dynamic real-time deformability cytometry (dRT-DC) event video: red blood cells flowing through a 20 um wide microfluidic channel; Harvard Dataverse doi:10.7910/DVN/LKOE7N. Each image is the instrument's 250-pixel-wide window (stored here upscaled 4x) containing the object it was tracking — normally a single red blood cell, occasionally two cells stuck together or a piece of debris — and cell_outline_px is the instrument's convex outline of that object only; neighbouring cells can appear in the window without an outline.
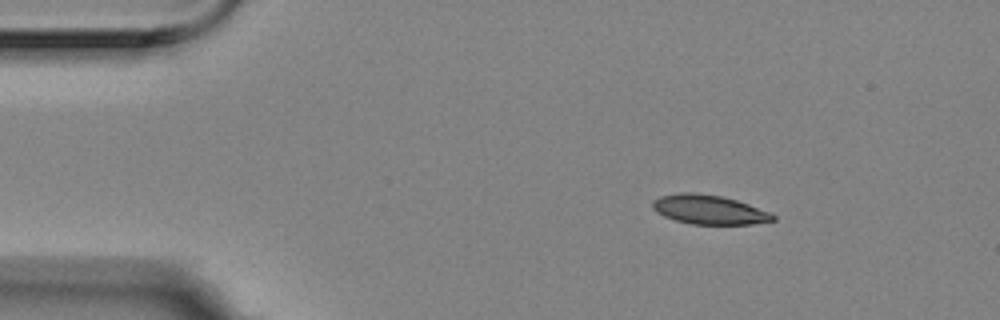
{"species": "Egyptian fruit bat (a non-hibernating species)", "species_latin": "Rousettus aegyptiacus", "temperature_condition": "room temperature", "stored_images_in_passage": 5, "camera_frame_rate_fps": 3000, "um_per_image_px": 0.085, "animal": {"sex": "female"}, "frame": {"image": 1, "passage_image": 1, "time_ms": 0.0, "image_size_px": [1000, 320], "cell_outline_px": [[776, 220], [752, 224], [692, 224], [676, 220], [664, 216], [656, 212], [652, 208], [652, 200], [660, 196], [680, 192], [696, 192], [720, 196], [736, 200], [772, 212], [776, 216]], "centroid_in_image_um": [60.27, 17.81], "position_along_channel_um": 24.7, "area_um2": 20.63}}
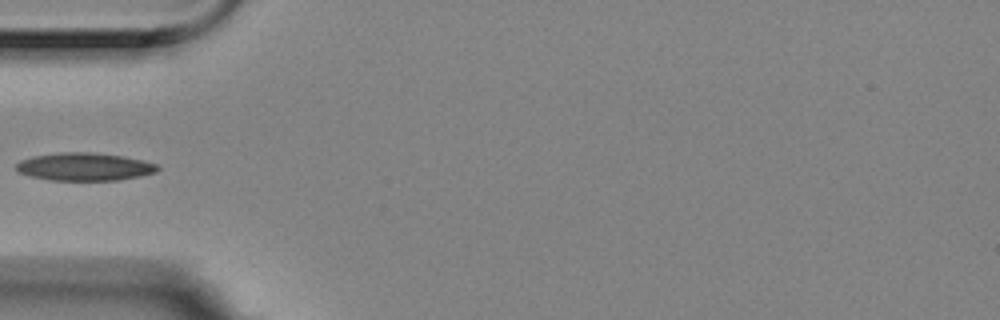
{"frame": {"image": 2, "passage_image": 4, "time_ms": 1.0, "image_size_px": [1000, 320], "cell_outline_px": [[160, 168], [156, 172], [140, 176], [120, 180], [52, 180], [32, 176], [20, 172], [16, 168], [16, 164], [20, 160], [32, 156], [60, 152], [92, 152], [124, 156], [144, 160], [156, 164]], "centroid_in_image_um": [7.21, 14.16], "position_along_channel_um": 77.8, "area_um2": 22.95}}
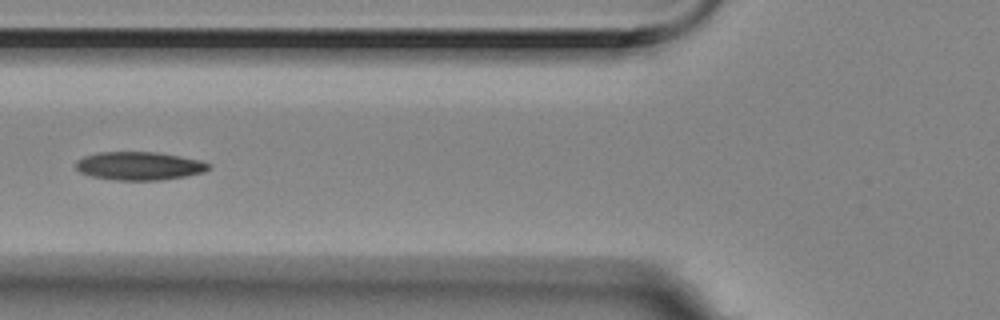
{"frame": {"image": 3, "passage_image": 5, "time_ms": 1.333, "image_size_px": [1000, 320], "cell_outline_px": [[212, 168], [204, 172], [184, 176], [160, 180], [116, 180], [92, 176], [80, 172], [76, 168], [76, 160], [84, 156], [100, 152], [156, 152], [180, 156], [200, 160], [212, 164]], "centroid_in_image_um": [11.86, 14.1], "position_along_channel_um": 113.9, "area_um2": 21.91}}